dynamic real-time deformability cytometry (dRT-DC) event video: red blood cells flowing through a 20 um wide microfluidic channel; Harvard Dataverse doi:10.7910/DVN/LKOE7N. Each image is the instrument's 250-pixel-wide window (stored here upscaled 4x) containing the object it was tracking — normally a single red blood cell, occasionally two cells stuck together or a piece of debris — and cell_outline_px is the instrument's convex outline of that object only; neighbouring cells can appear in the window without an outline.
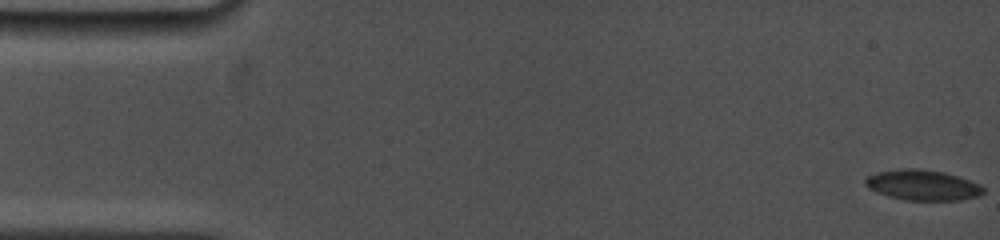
{"species": "common noctule bat (a hibernating species)", "species_latin": "Nyctalus noctula", "temperature_condition": "cold", "stored_images_in_passage": 62, "camera_frame_rate_fps": 5000, "um_per_image_px": 0.085, "animal": {"sex": "female", "body_mass_g": 19.0, "forearm_length_mm": 53.3}, "frame": {"image": 1, "passage_image": 1, "time_ms": 0.0, "image_size_px": [1000, 240], "cell_outline_px": [[984, 192], [980, 196], [960, 200], [904, 200], [888, 196], [876, 192], [868, 188], [864, 184], [864, 180], [868, 176], [876, 172], [904, 168], [916, 168], [944, 172], [980, 184], [984, 188]], "centroid_in_image_um": [78.4, 15.74], "position_along_channel_um": 6.6, "area_um2": 20.98}}
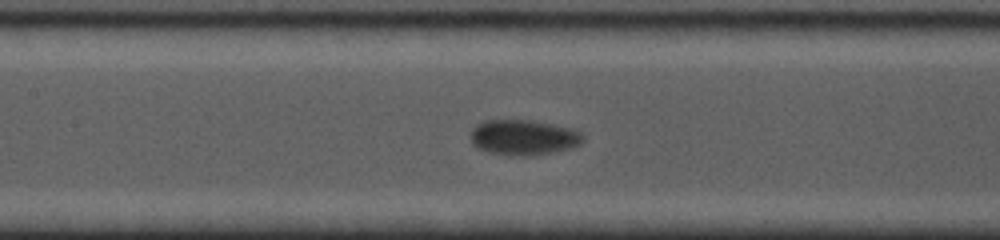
{"frame": {"image": 2, "passage_image": 26, "time_ms": 8.0, "image_size_px": [1000, 240], "cell_outline_px": [[584, 140], [580, 144], [572, 148], [524, 156], [508, 156], [488, 152], [472, 144], [472, 128], [476, 124], [484, 120], [532, 120], [572, 128], [580, 132], [584, 136]], "centroid_in_image_um": [44.5, 11.67], "position_along_channel_um": 162.9, "area_um2": 23.12}}
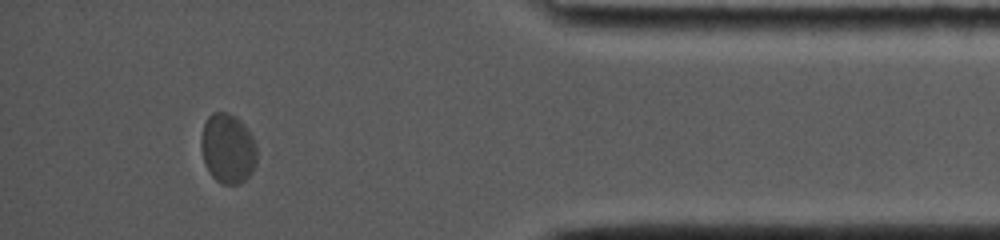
{"frame": {"image": 3, "passage_image": 52, "time_ms": 15.6, "image_size_px": [1000, 240], "cell_outline_px": [[256, 164], [252, 172], [240, 184], [220, 184], [212, 176], [204, 160], [200, 144], [200, 136], [204, 124], [208, 116], [212, 112], [228, 112], [236, 116], [248, 128], [256, 144]], "centroid_in_image_um": [19.37, 12.6], "position_along_channel_um": 415.8, "area_um2": 22.89}, "authors_computed_cell_mechanics": {"area_um2": 22.5709, "velocity_mm_per_s": 3.6484, "shape_relaxation_time_tau1_ms": 1.8949, "shape_relaxation_time_tau2_ms": null, "deformation_change_tau1": 0.0688, "deformation_change_tau2": null}}